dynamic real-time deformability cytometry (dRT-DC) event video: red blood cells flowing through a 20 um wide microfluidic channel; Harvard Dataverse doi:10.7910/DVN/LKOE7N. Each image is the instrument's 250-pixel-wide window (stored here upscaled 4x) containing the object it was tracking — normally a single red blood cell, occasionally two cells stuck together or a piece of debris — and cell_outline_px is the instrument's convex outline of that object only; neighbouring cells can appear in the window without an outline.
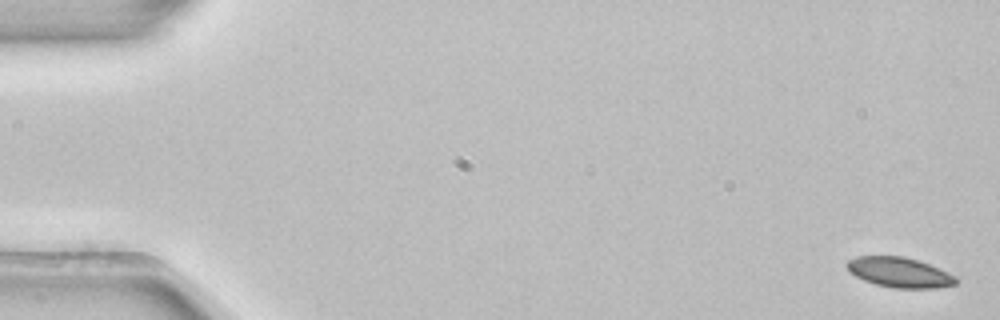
{"species": "common noctule bat (a hibernating species)", "species_latin": "Nyctalus noctula", "temperature_condition": "room temperature", "stored_images_in_passage": 6, "camera_frame_rate_fps": 3000, "um_per_image_px": 0.085, "animal": {"sex": "female", "body_mass_g": 22.7, "forearm_length_mm": 54.2}, "frame": {"image": 1, "passage_image": 1, "time_ms": 0.0, "image_size_px": [1000, 320], "cell_outline_px": [[960, 280], [956, 284], [936, 288], [892, 288], [876, 284], [864, 280], [856, 276], [844, 264], [848, 260], [856, 256], [904, 256], [920, 260], [948, 272], [956, 276]], "centroid_in_image_um": [76.49, 23.14], "position_along_channel_um": 8.5, "area_um2": 19.25}}
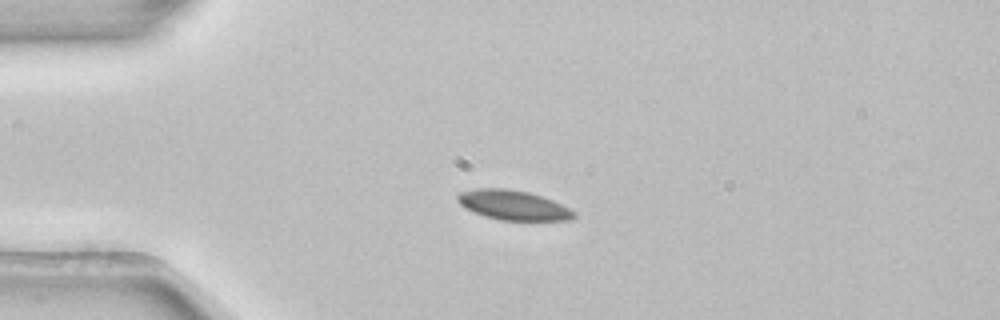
{"frame": {"image": 2, "passage_image": 4, "time_ms": 1.0, "image_size_px": [1000, 320], "cell_outline_px": [[576, 216], [572, 220], [500, 220], [484, 216], [464, 208], [456, 200], [456, 196], [460, 192], [476, 188], [508, 188], [528, 192], [552, 200], [576, 212]], "centroid_in_image_um": [43.59, 17.43], "position_along_channel_um": 41.4, "area_um2": 20.17}}